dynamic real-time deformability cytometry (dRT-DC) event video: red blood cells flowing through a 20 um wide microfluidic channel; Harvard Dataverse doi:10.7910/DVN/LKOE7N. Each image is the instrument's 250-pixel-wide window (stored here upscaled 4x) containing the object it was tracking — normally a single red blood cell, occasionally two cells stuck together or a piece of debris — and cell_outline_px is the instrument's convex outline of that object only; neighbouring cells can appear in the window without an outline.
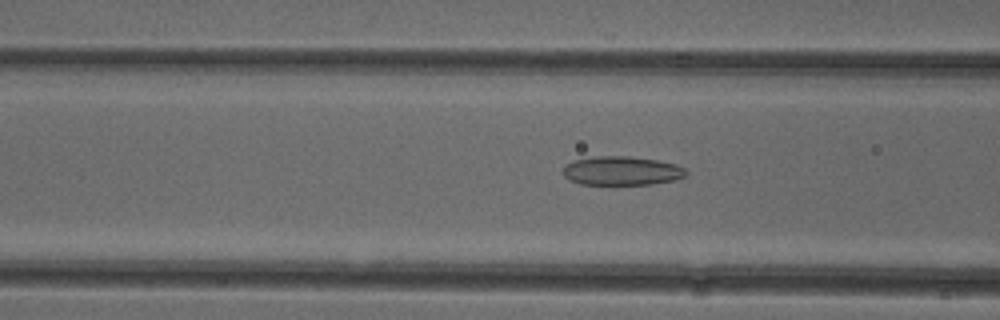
{"species": "common noctule bat (a hibernating species)", "species_latin": "Nyctalus noctula", "temperature_condition": "cold", "stored_images_in_passage": 44, "camera_frame_rate_fps": 3000, "um_per_image_px": 0.085, "animal": {"sex": "female"}, "frame": {"image": 1, "passage_image": 20, "time_ms": 6.333, "image_size_px": [1000, 320], "cell_outline_px": [[688, 172], [684, 176], [672, 180], [652, 184], [580, 184], [568, 180], [564, 176], [564, 168], [572, 160], [596, 156], [628, 156], [656, 160], [676, 164], [684, 168]], "centroid_in_image_um": [52.83, 14.51], "position_along_channel_um": 113.8, "area_um2": 20.58}}
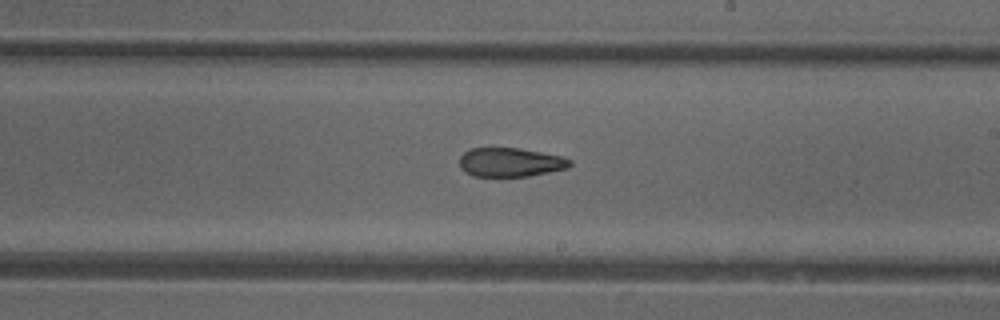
{"frame": {"image": 2, "passage_image": 30, "time_ms": 9.667, "image_size_px": [1000, 320], "cell_outline_px": [[572, 164], [568, 168], [528, 176], [472, 176], [464, 172], [460, 168], [460, 156], [464, 152], [472, 148], [520, 148], [560, 156], [572, 160]], "centroid_in_image_um": [43.36, 13.79], "position_along_channel_um": 245.6, "area_um2": 18.61}}
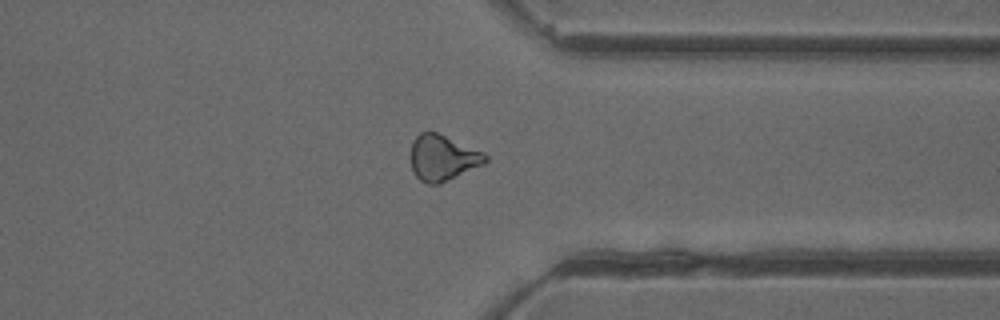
{"frame": {"image": 3, "passage_image": 40, "time_ms": 13.0, "image_size_px": [1000, 320], "cell_outline_px": [[488, 160], [484, 164], [440, 184], [428, 184], [420, 180], [416, 176], [412, 168], [408, 156], [412, 140], [420, 132], [428, 128], [484, 152], [488, 156]], "centroid_in_image_um": [37.58, 13.38], "position_along_channel_um": 373.8, "area_um2": 20.52}, "authors_computed_cell_mechanics": {"area_um2": 20.4612, "velocity_mm_per_s": 3.9443, "shape_relaxation_time_tau1_ms": null, "shape_relaxation_time_tau2_ms": 4.3175, "deformation_change_tau1": null, "deformation_change_tau2": 0.133}}